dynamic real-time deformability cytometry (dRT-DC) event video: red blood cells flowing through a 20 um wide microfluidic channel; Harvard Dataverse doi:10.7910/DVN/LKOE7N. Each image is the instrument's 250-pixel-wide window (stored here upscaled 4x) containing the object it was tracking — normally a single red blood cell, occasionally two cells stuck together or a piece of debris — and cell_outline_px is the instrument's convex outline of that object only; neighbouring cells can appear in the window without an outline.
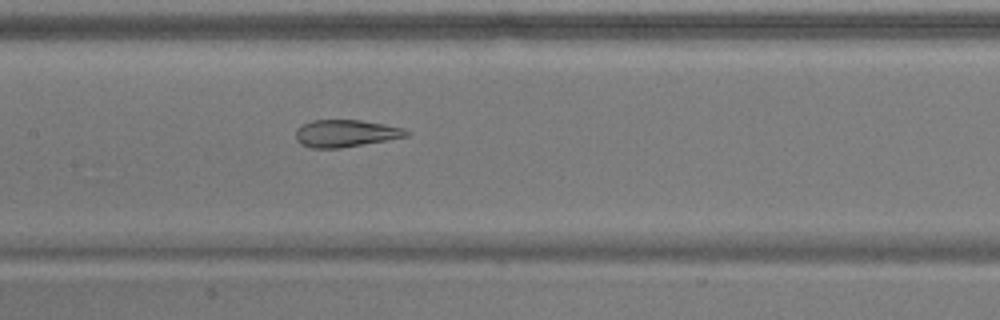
{"species": "common noctule bat (a hibernating species)", "species_latin": "Nyctalus noctula", "temperature_condition": "warm", "stored_images_in_passage": 33, "camera_frame_rate_fps": 3000, "um_per_image_px": 0.085, "animal": {"sex": "male", "body_mass_g": 17.9}, "frame": {"image": 1, "passage_image": 12, "time_ms": 3.667, "image_size_px": [1000, 320], "cell_outline_px": [[412, 132], [408, 136], [388, 140], [340, 148], [312, 148], [300, 144], [296, 140], [296, 128], [312, 120], [360, 120], [384, 124], [404, 128]], "centroid_in_image_um": [29.4, 11.34], "position_along_channel_um": 178.0, "area_um2": 17.63}}
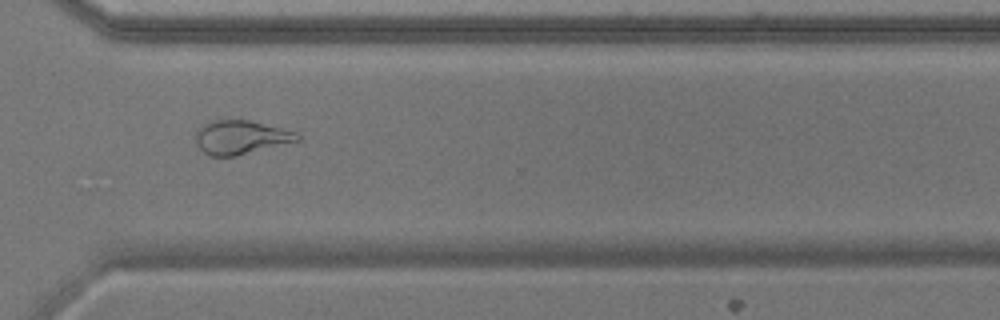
{"frame": {"image": 2, "passage_image": 26, "time_ms": 8.333, "image_size_px": [1000, 320], "cell_outline_px": [[300, 140], [236, 156], [208, 156], [196, 144], [192, 136], [196, 128], [200, 124], [216, 120], [248, 120], [296, 132], [300, 136]], "centroid_in_image_um": [20.37, 11.67], "position_along_channel_um": 350.2, "area_um2": 20.17}}
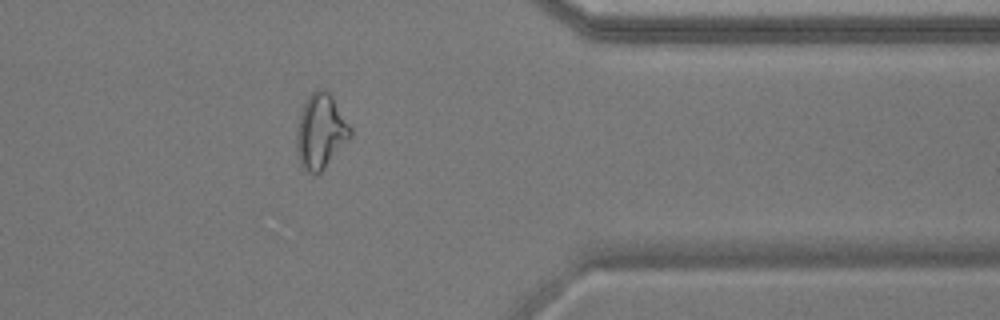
{"frame": {"image": 3, "passage_image": 30, "time_ms": 9.667, "image_size_px": [1000, 320], "cell_outline_px": [[352, 136], [324, 168], [316, 176], [312, 176], [300, 164], [296, 148], [296, 132], [300, 116], [304, 104], [308, 96], [316, 88], [324, 88], [332, 96], [352, 128]], "centroid_in_image_um": [27.26, 11.18], "position_along_channel_um": 384.1, "area_um2": 23.47}, "authors_computed_cell_mechanics": {"area_um2": 18.2648, "velocity_mm_per_s": 3.7043, "shape_relaxation_time_tau1_ms": null, "shape_relaxation_time_tau2_ms": 0.9626, "deformation_change_tau1": null, "deformation_change_tau2": 0.0702}}